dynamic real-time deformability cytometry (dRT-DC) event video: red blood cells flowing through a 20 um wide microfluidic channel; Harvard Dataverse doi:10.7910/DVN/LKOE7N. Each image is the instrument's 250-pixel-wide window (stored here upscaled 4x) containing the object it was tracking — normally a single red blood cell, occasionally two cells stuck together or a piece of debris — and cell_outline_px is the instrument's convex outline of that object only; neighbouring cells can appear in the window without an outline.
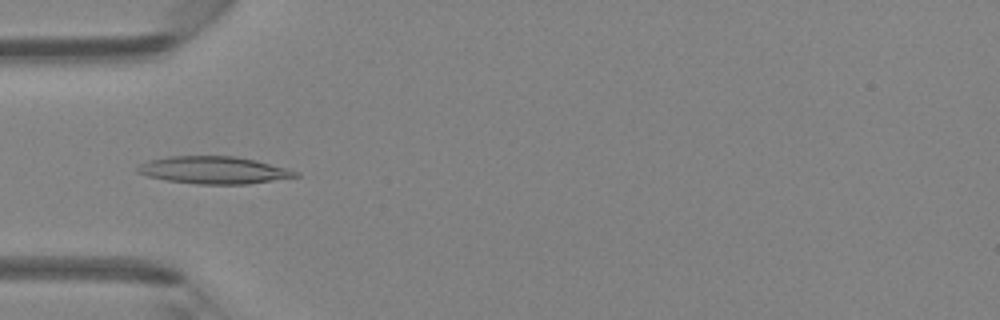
{"species": "Egyptian fruit bat (a non-hibernating species)", "species_latin": "Rousettus aegyptiacus", "temperature_condition": "room temperature", "stored_images_in_passage": 4, "camera_frame_rate_fps": 3000, "um_per_image_px": 0.085, "animal": {"sex": "female"}, "frame": {"image": 1, "passage_image": 4, "time_ms": 3.333, "image_size_px": [1000, 320], "cell_outline_px": [[300, 176], [248, 184], [196, 184], [168, 180], [148, 176], [136, 172], [136, 168], [140, 164], [148, 160], [168, 156], [236, 156], [256, 160], [288, 168], [300, 172]], "centroid_in_image_um": [18.19, 14.45], "position_along_channel_um": 66.8, "area_um2": 25.26}}